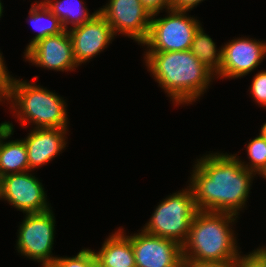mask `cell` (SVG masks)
<instances>
[{"mask_svg": "<svg viewBox=\"0 0 266 267\" xmlns=\"http://www.w3.org/2000/svg\"><path fill=\"white\" fill-rule=\"evenodd\" d=\"M192 166L187 185L193 192L197 210L239 216L246 209L256 174L242 166L238 154L212 151Z\"/></svg>", "mask_w": 266, "mask_h": 267, "instance_id": "obj_1", "label": "cell"}, {"mask_svg": "<svg viewBox=\"0 0 266 267\" xmlns=\"http://www.w3.org/2000/svg\"><path fill=\"white\" fill-rule=\"evenodd\" d=\"M143 57L147 71L175 106L195 103L216 79L191 50L145 51Z\"/></svg>", "mask_w": 266, "mask_h": 267, "instance_id": "obj_2", "label": "cell"}, {"mask_svg": "<svg viewBox=\"0 0 266 267\" xmlns=\"http://www.w3.org/2000/svg\"><path fill=\"white\" fill-rule=\"evenodd\" d=\"M237 218L230 213L198 210L182 245L184 264L234 262L241 254L232 228Z\"/></svg>", "mask_w": 266, "mask_h": 267, "instance_id": "obj_3", "label": "cell"}, {"mask_svg": "<svg viewBox=\"0 0 266 267\" xmlns=\"http://www.w3.org/2000/svg\"><path fill=\"white\" fill-rule=\"evenodd\" d=\"M5 101L11 105L9 108L15 114L13 117L16 116L23 127L28 124L32 125V129L69 126L66 100L36 82L13 77L3 92L1 104Z\"/></svg>", "mask_w": 266, "mask_h": 267, "instance_id": "obj_4", "label": "cell"}, {"mask_svg": "<svg viewBox=\"0 0 266 267\" xmlns=\"http://www.w3.org/2000/svg\"><path fill=\"white\" fill-rule=\"evenodd\" d=\"M158 204L150 219L141 228L149 234L174 240L182 246L188 238L191 222L198 211L191 188L186 186L169 194Z\"/></svg>", "mask_w": 266, "mask_h": 267, "instance_id": "obj_5", "label": "cell"}, {"mask_svg": "<svg viewBox=\"0 0 266 267\" xmlns=\"http://www.w3.org/2000/svg\"><path fill=\"white\" fill-rule=\"evenodd\" d=\"M167 15H152L149 32L141 46L145 51H185L190 50L195 32L202 25L188 10L168 9Z\"/></svg>", "mask_w": 266, "mask_h": 267, "instance_id": "obj_6", "label": "cell"}, {"mask_svg": "<svg viewBox=\"0 0 266 267\" xmlns=\"http://www.w3.org/2000/svg\"><path fill=\"white\" fill-rule=\"evenodd\" d=\"M56 218L52 211L26 214L17 230L16 249L19 255L49 267L57 256L52 254Z\"/></svg>", "mask_w": 266, "mask_h": 267, "instance_id": "obj_7", "label": "cell"}, {"mask_svg": "<svg viewBox=\"0 0 266 267\" xmlns=\"http://www.w3.org/2000/svg\"><path fill=\"white\" fill-rule=\"evenodd\" d=\"M32 172L0 177V200L24 214L43 213L52 208L41 180Z\"/></svg>", "mask_w": 266, "mask_h": 267, "instance_id": "obj_8", "label": "cell"}, {"mask_svg": "<svg viewBox=\"0 0 266 267\" xmlns=\"http://www.w3.org/2000/svg\"><path fill=\"white\" fill-rule=\"evenodd\" d=\"M98 12L111 26L114 34L142 44L149 32L152 15L140 0H109Z\"/></svg>", "mask_w": 266, "mask_h": 267, "instance_id": "obj_9", "label": "cell"}, {"mask_svg": "<svg viewBox=\"0 0 266 267\" xmlns=\"http://www.w3.org/2000/svg\"><path fill=\"white\" fill-rule=\"evenodd\" d=\"M222 46V61L216 79H238L253 72L266 57V42L238 37Z\"/></svg>", "mask_w": 266, "mask_h": 267, "instance_id": "obj_10", "label": "cell"}, {"mask_svg": "<svg viewBox=\"0 0 266 267\" xmlns=\"http://www.w3.org/2000/svg\"><path fill=\"white\" fill-rule=\"evenodd\" d=\"M126 236L132 243L136 267H185L182 246L176 241L149 234L143 229Z\"/></svg>", "mask_w": 266, "mask_h": 267, "instance_id": "obj_11", "label": "cell"}, {"mask_svg": "<svg viewBox=\"0 0 266 267\" xmlns=\"http://www.w3.org/2000/svg\"><path fill=\"white\" fill-rule=\"evenodd\" d=\"M23 53L25 61L45 70L69 72L79 67L68 30L38 40Z\"/></svg>", "mask_w": 266, "mask_h": 267, "instance_id": "obj_12", "label": "cell"}, {"mask_svg": "<svg viewBox=\"0 0 266 267\" xmlns=\"http://www.w3.org/2000/svg\"><path fill=\"white\" fill-rule=\"evenodd\" d=\"M74 58L79 66L100 54L115 39L111 26L97 12L89 21L68 30Z\"/></svg>", "mask_w": 266, "mask_h": 267, "instance_id": "obj_13", "label": "cell"}, {"mask_svg": "<svg viewBox=\"0 0 266 267\" xmlns=\"http://www.w3.org/2000/svg\"><path fill=\"white\" fill-rule=\"evenodd\" d=\"M68 129L33 128L30 130L23 139L27 149L29 171H35L47 165L66 149Z\"/></svg>", "mask_w": 266, "mask_h": 267, "instance_id": "obj_14", "label": "cell"}, {"mask_svg": "<svg viewBox=\"0 0 266 267\" xmlns=\"http://www.w3.org/2000/svg\"><path fill=\"white\" fill-rule=\"evenodd\" d=\"M14 134L12 122L0 123V177L29 171L27 149L23 139L8 140Z\"/></svg>", "mask_w": 266, "mask_h": 267, "instance_id": "obj_15", "label": "cell"}, {"mask_svg": "<svg viewBox=\"0 0 266 267\" xmlns=\"http://www.w3.org/2000/svg\"><path fill=\"white\" fill-rule=\"evenodd\" d=\"M125 231L119 227L105 239L98 252L94 250L96 266L136 267L132 243Z\"/></svg>", "mask_w": 266, "mask_h": 267, "instance_id": "obj_16", "label": "cell"}, {"mask_svg": "<svg viewBox=\"0 0 266 267\" xmlns=\"http://www.w3.org/2000/svg\"><path fill=\"white\" fill-rule=\"evenodd\" d=\"M84 0H44L45 6L60 20L63 29L69 30L89 21L98 10L90 14ZM70 28H69V26Z\"/></svg>", "mask_w": 266, "mask_h": 267, "instance_id": "obj_17", "label": "cell"}, {"mask_svg": "<svg viewBox=\"0 0 266 267\" xmlns=\"http://www.w3.org/2000/svg\"><path fill=\"white\" fill-rule=\"evenodd\" d=\"M30 7L27 22L32 23V27L37 33L30 40L29 44H27L24 50L25 52L38 40L47 36L57 35L64 31L60 20L43 2L35 1Z\"/></svg>", "mask_w": 266, "mask_h": 267, "instance_id": "obj_18", "label": "cell"}, {"mask_svg": "<svg viewBox=\"0 0 266 267\" xmlns=\"http://www.w3.org/2000/svg\"><path fill=\"white\" fill-rule=\"evenodd\" d=\"M190 50L215 75L220 71L222 47L217 49L216 43L205 33L202 25L194 34Z\"/></svg>", "mask_w": 266, "mask_h": 267, "instance_id": "obj_19", "label": "cell"}, {"mask_svg": "<svg viewBox=\"0 0 266 267\" xmlns=\"http://www.w3.org/2000/svg\"><path fill=\"white\" fill-rule=\"evenodd\" d=\"M259 132V135L249 141L246 146L249 162L241 159L240 162L246 169L261 177L266 172V136L261 130Z\"/></svg>", "mask_w": 266, "mask_h": 267, "instance_id": "obj_20", "label": "cell"}, {"mask_svg": "<svg viewBox=\"0 0 266 267\" xmlns=\"http://www.w3.org/2000/svg\"><path fill=\"white\" fill-rule=\"evenodd\" d=\"M49 267H96L94 250L84 248L75 256H57Z\"/></svg>", "mask_w": 266, "mask_h": 267, "instance_id": "obj_21", "label": "cell"}, {"mask_svg": "<svg viewBox=\"0 0 266 267\" xmlns=\"http://www.w3.org/2000/svg\"><path fill=\"white\" fill-rule=\"evenodd\" d=\"M250 85V96L259 107L266 108V70H261L256 73Z\"/></svg>", "mask_w": 266, "mask_h": 267, "instance_id": "obj_22", "label": "cell"}, {"mask_svg": "<svg viewBox=\"0 0 266 267\" xmlns=\"http://www.w3.org/2000/svg\"><path fill=\"white\" fill-rule=\"evenodd\" d=\"M235 267H266V258L257 250L240 254L234 261Z\"/></svg>", "mask_w": 266, "mask_h": 267, "instance_id": "obj_23", "label": "cell"}, {"mask_svg": "<svg viewBox=\"0 0 266 267\" xmlns=\"http://www.w3.org/2000/svg\"><path fill=\"white\" fill-rule=\"evenodd\" d=\"M142 5L151 15L166 11L172 8V0H140Z\"/></svg>", "mask_w": 266, "mask_h": 267, "instance_id": "obj_24", "label": "cell"}, {"mask_svg": "<svg viewBox=\"0 0 266 267\" xmlns=\"http://www.w3.org/2000/svg\"><path fill=\"white\" fill-rule=\"evenodd\" d=\"M9 70L6 67L3 53L0 50V91L3 93L9 86L13 76L9 74Z\"/></svg>", "mask_w": 266, "mask_h": 267, "instance_id": "obj_25", "label": "cell"}, {"mask_svg": "<svg viewBox=\"0 0 266 267\" xmlns=\"http://www.w3.org/2000/svg\"><path fill=\"white\" fill-rule=\"evenodd\" d=\"M205 0H172V8L178 10H192Z\"/></svg>", "mask_w": 266, "mask_h": 267, "instance_id": "obj_26", "label": "cell"}, {"mask_svg": "<svg viewBox=\"0 0 266 267\" xmlns=\"http://www.w3.org/2000/svg\"><path fill=\"white\" fill-rule=\"evenodd\" d=\"M185 267H235L234 262L225 263H202V264H184Z\"/></svg>", "mask_w": 266, "mask_h": 267, "instance_id": "obj_27", "label": "cell"}, {"mask_svg": "<svg viewBox=\"0 0 266 267\" xmlns=\"http://www.w3.org/2000/svg\"><path fill=\"white\" fill-rule=\"evenodd\" d=\"M256 249L266 258V246L265 245L264 246L259 245V247Z\"/></svg>", "mask_w": 266, "mask_h": 267, "instance_id": "obj_28", "label": "cell"}, {"mask_svg": "<svg viewBox=\"0 0 266 267\" xmlns=\"http://www.w3.org/2000/svg\"><path fill=\"white\" fill-rule=\"evenodd\" d=\"M261 132H263V134L266 136V122L263 123V125L261 126Z\"/></svg>", "mask_w": 266, "mask_h": 267, "instance_id": "obj_29", "label": "cell"}, {"mask_svg": "<svg viewBox=\"0 0 266 267\" xmlns=\"http://www.w3.org/2000/svg\"><path fill=\"white\" fill-rule=\"evenodd\" d=\"M3 7H4L3 3L0 0V18L3 16V9H4Z\"/></svg>", "mask_w": 266, "mask_h": 267, "instance_id": "obj_30", "label": "cell"}, {"mask_svg": "<svg viewBox=\"0 0 266 267\" xmlns=\"http://www.w3.org/2000/svg\"><path fill=\"white\" fill-rule=\"evenodd\" d=\"M3 93L0 91V103L2 101Z\"/></svg>", "mask_w": 266, "mask_h": 267, "instance_id": "obj_31", "label": "cell"}, {"mask_svg": "<svg viewBox=\"0 0 266 267\" xmlns=\"http://www.w3.org/2000/svg\"><path fill=\"white\" fill-rule=\"evenodd\" d=\"M261 177L266 179V172Z\"/></svg>", "mask_w": 266, "mask_h": 267, "instance_id": "obj_32", "label": "cell"}]
</instances>
